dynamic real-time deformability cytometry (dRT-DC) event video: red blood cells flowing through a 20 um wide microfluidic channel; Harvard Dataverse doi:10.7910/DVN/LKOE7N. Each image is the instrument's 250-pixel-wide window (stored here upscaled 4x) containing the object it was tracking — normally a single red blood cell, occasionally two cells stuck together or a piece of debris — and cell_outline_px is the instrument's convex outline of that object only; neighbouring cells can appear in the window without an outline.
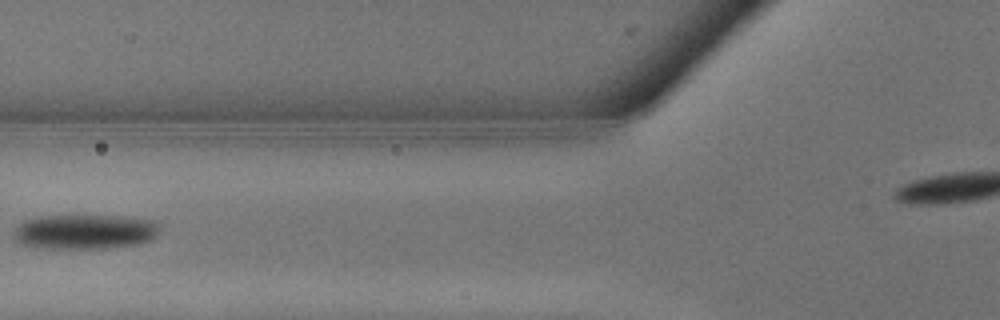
{"species": "common noctule bat (a hibernating species)", "species_latin": "Nyctalus noctula", "temperature_condition": "warm", "stored_images_in_passage": 8, "camera_frame_rate_fps": 3000, "um_per_image_px": 0.085, "animal": {"sex": "male", "body_mass_g": 13.3}, "frame": {"image": 1, "passage_image": 4, "time_ms": 1.0, "image_size_px": [1000, 320], "cell_outline_px": [[160, 232], [152, 240], [140, 244], [108, 248], [44, 248], [20, 244], [12, 236], [12, 232], [16, 224], [24, 220], [40, 216], [124, 216], [152, 220], [160, 224]], "centroid_in_image_um": [7.21, 19.69], "position_along_channel_um": 118.6, "area_um2": 30.06}}
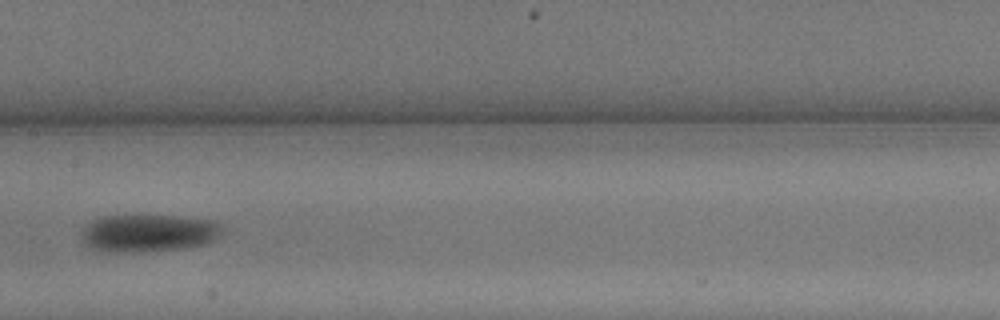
{"frame": {"image": 2, "passage_image": 7, "time_ms": 2.0, "image_size_px": [1000, 320], "cell_outline_px": [[224, 228], [212, 240], [204, 244], [192, 248], [156, 252], [96, 252], [88, 248], [80, 240], [80, 236], [84, 228], [92, 220], [104, 216], [172, 216], [204, 220], [220, 224]], "centroid_in_image_um": [12.52, 19.86], "position_along_channel_um": 194.9, "area_um2": 31.15}}